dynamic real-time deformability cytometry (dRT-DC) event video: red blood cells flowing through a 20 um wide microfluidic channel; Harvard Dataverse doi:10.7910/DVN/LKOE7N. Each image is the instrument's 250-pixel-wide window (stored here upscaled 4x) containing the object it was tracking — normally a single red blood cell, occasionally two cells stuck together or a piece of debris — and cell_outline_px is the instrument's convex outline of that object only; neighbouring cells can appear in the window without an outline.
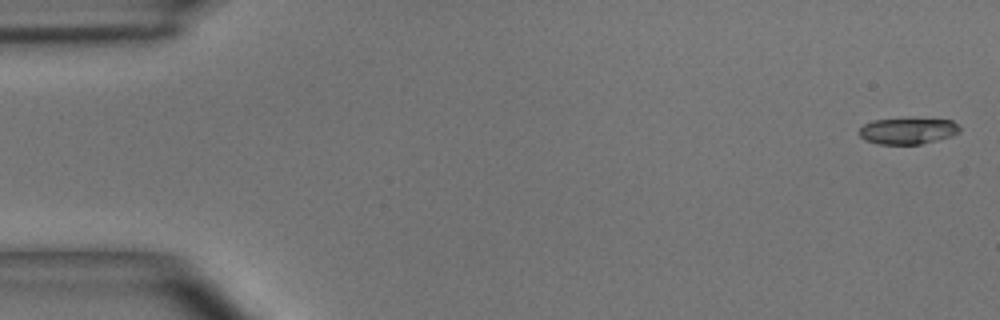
{"species": "common noctule bat (a hibernating species)", "species_latin": "Nyctalus noctula", "temperature_condition": "room temperature", "stored_images_in_passage": 6, "camera_frame_rate_fps": 3000, "um_per_image_px": 0.085, "animal": {"sex": "male", "body_mass_g": 15.6}, "frame": {"image": 1, "passage_image": 1, "time_ms": 0.0, "image_size_px": [1000, 320], "cell_outline_px": [[960, 132], [952, 136], [920, 144], [876, 144], [864, 140], [860, 136], [860, 128], [864, 124], [872, 120], [952, 120], [960, 128]], "centroid_in_image_um": [77.14, 11.16], "position_along_channel_um": 7.9, "area_um2": 14.97}}
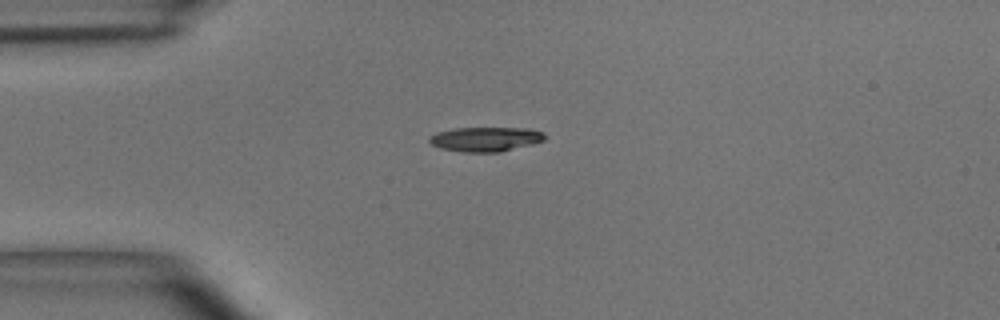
{"frame": {"image": 2, "passage_image": 4, "time_ms": 1.0, "image_size_px": [1000, 320], "cell_outline_px": [[544, 140], [532, 144], [500, 152], [464, 152], [440, 148], [432, 144], [428, 140], [428, 136], [436, 132], [452, 128], [528, 128], [544, 132]], "centroid_in_image_um": [41.24, 11.82], "position_along_channel_um": 43.8, "area_um2": 16.53}}
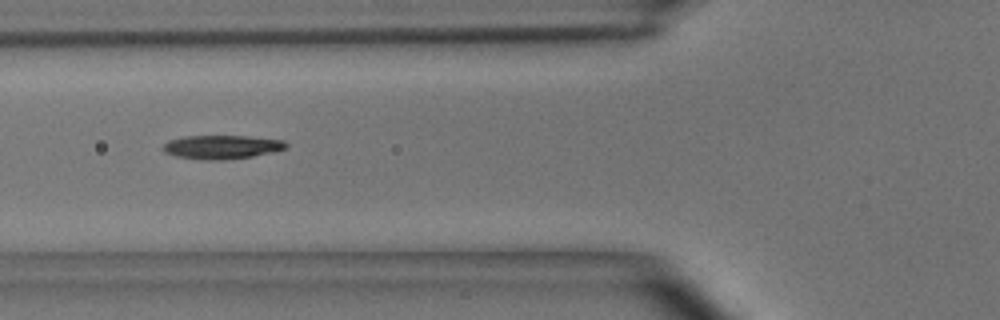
{"frame": {"image": 3, "passage_image": 6, "time_ms": 1.667, "image_size_px": [1000, 320], "cell_outline_px": [[288, 144], [284, 148], [272, 152], [252, 156], [224, 160], [208, 160], [176, 156], [164, 152], [164, 144], [168, 140], [184, 136], [248, 136], [284, 140]], "centroid_in_image_um": [18.84, 12.49], "position_along_channel_um": 107.0, "area_um2": 16.88}}